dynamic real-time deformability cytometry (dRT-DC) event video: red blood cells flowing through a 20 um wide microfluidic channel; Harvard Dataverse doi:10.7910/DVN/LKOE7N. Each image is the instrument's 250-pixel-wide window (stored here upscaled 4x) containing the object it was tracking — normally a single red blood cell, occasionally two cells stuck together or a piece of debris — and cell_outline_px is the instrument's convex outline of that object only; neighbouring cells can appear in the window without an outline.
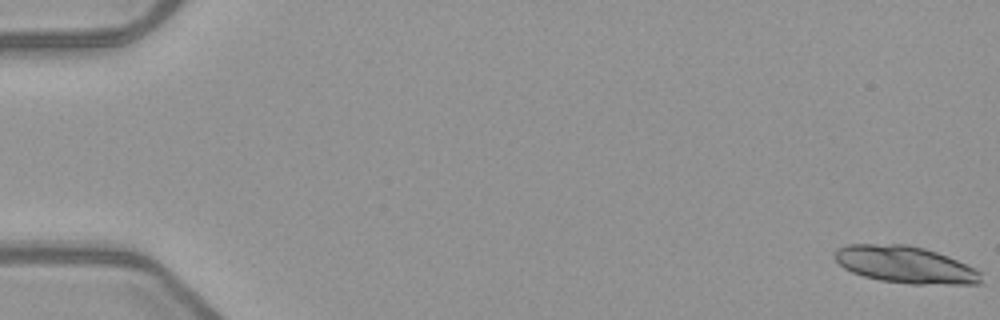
{"species": "common noctule bat (a hibernating species)", "species_latin": "Nyctalus noctula", "temperature_condition": "warm", "stored_images_in_passage": 30, "segment_of_instrument_passage": [1, 2], "camera_frame_rate_fps": 3000, "um_per_image_px": 0.085, "animal": {"sex": "female", "body_mass_g": 21.9}, "frame": {"image": 1, "passage_image": 1, "time_ms": 0.0, "image_size_px": [1000, 320], "cell_outline_px": [[984, 284], [908, 284], [880, 280], [864, 276], [852, 272], [844, 268], [832, 256], [836, 248], [848, 244], [904, 244], [924, 248], [936, 252], [956, 260], [980, 272]], "centroid_in_image_um": [76.91, 22.5], "position_along_channel_um": 8.1, "area_um2": 31.5}}
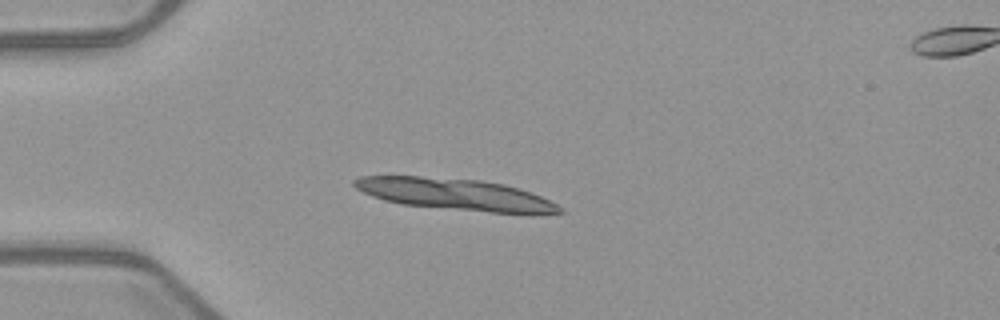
{"frame": {"image": 2, "passage_image": 15, "time_ms": 4.667, "image_size_px": [1000, 320], "cell_outline_px": [[564, 212], [532, 216], [400, 204], [384, 200], [372, 196], [356, 188], [352, 184], [352, 180], [360, 176], [420, 176], [480, 180], [504, 184], [520, 188], [532, 192], [564, 208]], "centroid_in_image_um": [38.8, 16.54], "position_along_channel_um": 46.2, "area_um2": 38.32}}